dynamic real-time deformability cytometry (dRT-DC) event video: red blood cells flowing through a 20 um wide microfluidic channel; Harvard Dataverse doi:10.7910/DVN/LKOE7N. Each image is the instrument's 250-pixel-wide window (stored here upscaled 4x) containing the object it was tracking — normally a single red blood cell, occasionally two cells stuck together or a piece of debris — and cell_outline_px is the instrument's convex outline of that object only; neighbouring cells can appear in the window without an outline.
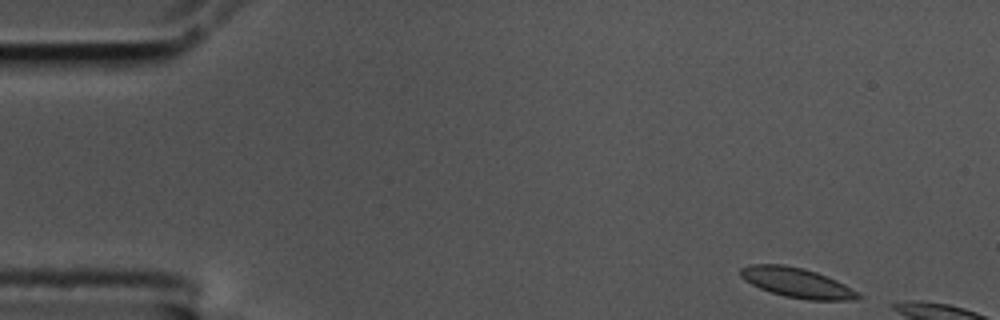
{"species": "common noctule bat (a hibernating species)", "species_latin": "Nyctalus noctula", "temperature_condition": "cold", "stored_images_in_passage": 3, "camera_frame_rate_fps": 3000, "um_per_image_px": 0.085, "animal": {"sex": "male", "body_mass_g": 17.5, "forearm_length_mm": 52.3}, "frame": {"image": 1, "passage_image": 1, "time_ms": 0.0, "image_size_px": [1000, 320], "cell_outline_px": [[864, 296], [856, 300], [808, 300], [784, 296], [760, 288], [744, 280], [740, 276], [740, 268], [748, 264], [784, 264], [804, 268], [828, 276], [844, 284]], "centroid_in_image_um": [67.74, 24.02], "position_along_channel_um": 17.3, "area_um2": 20.52}}